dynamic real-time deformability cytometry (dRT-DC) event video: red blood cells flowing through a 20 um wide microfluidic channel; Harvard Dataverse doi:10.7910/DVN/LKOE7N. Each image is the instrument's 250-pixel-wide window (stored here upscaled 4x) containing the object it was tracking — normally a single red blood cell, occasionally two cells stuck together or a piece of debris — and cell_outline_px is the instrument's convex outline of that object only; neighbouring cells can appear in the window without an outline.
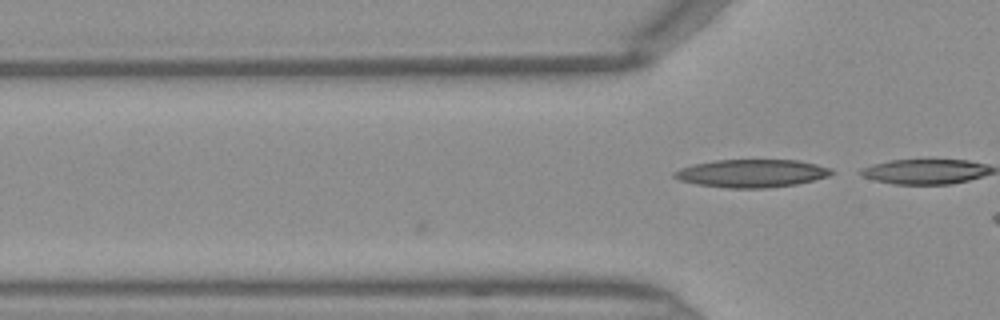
{"species": "Egyptian fruit bat (a non-hibernating species)", "species_latin": "Rousettus aegyptiacus", "temperature_condition": "warm", "stored_images_in_passage": 3, "camera_frame_rate_fps": 3000, "um_per_image_px": 0.085, "frame": {"image": 1, "passage_image": 3, "time_ms": 0.667, "image_size_px": [1000, 320], "cell_outline_px": [[836, 172], [828, 176], [796, 184], [768, 188], [728, 188], [696, 184], [680, 180], [672, 176], [672, 172], [680, 168], [692, 164], [716, 160], [800, 160], [832, 168]], "centroid_in_image_um": [63.89, 14.73], "position_along_channel_um": 61.9, "area_um2": 25.72}}